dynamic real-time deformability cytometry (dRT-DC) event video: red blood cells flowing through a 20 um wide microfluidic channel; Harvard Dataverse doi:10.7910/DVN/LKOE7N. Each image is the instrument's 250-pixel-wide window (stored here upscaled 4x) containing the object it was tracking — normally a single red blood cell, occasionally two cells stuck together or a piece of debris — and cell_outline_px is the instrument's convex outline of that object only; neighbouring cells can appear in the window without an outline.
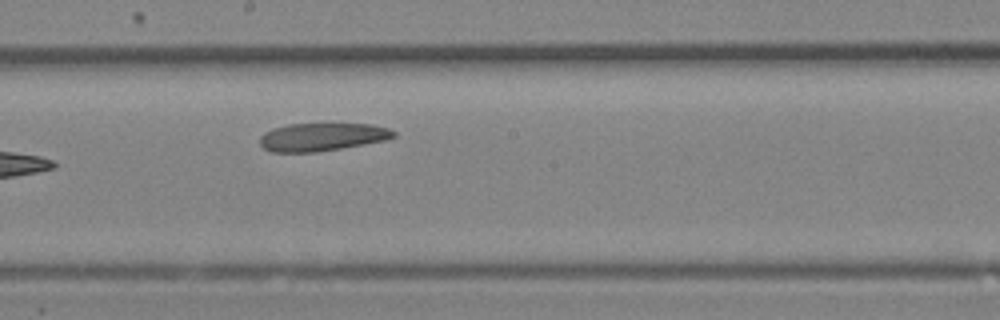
{"species": "Egyptian fruit bat (a non-hibernating species)", "species_latin": "Rousettus aegyptiacus", "temperature_condition": "room temperature", "stored_images_in_passage": 15, "camera_frame_rate_fps": 3000, "um_per_image_px": 0.085, "animal": {"sex": "female"}, "frame": {"image": 1, "passage_image": 15, "time_ms": 4.667, "image_size_px": [1000, 320], "cell_outline_px": [[396, 136], [388, 140], [316, 152], [272, 152], [264, 148], [260, 144], [260, 136], [264, 132], [272, 128], [288, 124], [372, 124], [388, 128], [396, 132]], "centroid_in_image_um": [27.38, 11.64], "position_along_channel_um": 220.8, "area_um2": 21.85}}